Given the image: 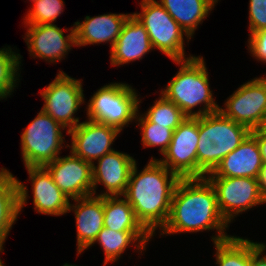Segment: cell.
<instances>
[{
    "label": "cell",
    "mask_w": 266,
    "mask_h": 266,
    "mask_svg": "<svg viewBox=\"0 0 266 266\" xmlns=\"http://www.w3.org/2000/svg\"><path fill=\"white\" fill-rule=\"evenodd\" d=\"M229 223L222 216L216 192L206 177L181 178L171 201L170 213L161 235L216 230L213 242L231 237L225 232Z\"/></svg>",
    "instance_id": "1"
},
{
    "label": "cell",
    "mask_w": 266,
    "mask_h": 266,
    "mask_svg": "<svg viewBox=\"0 0 266 266\" xmlns=\"http://www.w3.org/2000/svg\"><path fill=\"white\" fill-rule=\"evenodd\" d=\"M137 163L132 168L123 197L132 206L137 220L154 236L166 224L171 201L180 177L157 159L150 161L138 172Z\"/></svg>",
    "instance_id": "2"
},
{
    "label": "cell",
    "mask_w": 266,
    "mask_h": 266,
    "mask_svg": "<svg viewBox=\"0 0 266 266\" xmlns=\"http://www.w3.org/2000/svg\"><path fill=\"white\" fill-rule=\"evenodd\" d=\"M174 63L181 65L179 71L164 90L160 91V94L172 101L190 118L218 112L220 106L210 90L208 70L203 57L194 56L187 60L174 61ZM200 105L203 106L193 111Z\"/></svg>",
    "instance_id": "3"
},
{
    "label": "cell",
    "mask_w": 266,
    "mask_h": 266,
    "mask_svg": "<svg viewBox=\"0 0 266 266\" xmlns=\"http://www.w3.org/2000/svg\"><path fill=\"white\" fill-rule=\"evenodd\" d=\"M251 131L220 111L198 117L197 178L213 172Z\"/></svg>",
    "instance_id": "4"
},
{
    "label": "cell",
    "mask_w": 266,
    "mask_h": 266,
    "mask_svg": "<svg viewBox=\"0 0 266 266\" xmlns=\"http://www.w3.org/2000/svg\"><path fill=\"white\" fill-rule=\"evenodd\" d=\"M126 83H110L98 89L87 105V119L116 127L120 131L135 121L140 98Z\"/></svg>",
    "instance_id": "5"
},
{
    "label": "cell",
    "mask_w": 266,
    "mask_h": 266,
    "mask_svg": "<svg viewBox=\"0 0 266 266\" xmlns=\"http://www.w3.org/2000/svg\"><path fill=\"white\" fill-rule=\"evenodd\" d=\"M140 7L142 12L132 14L145 27L153 49L157 48L172 61L194 57H186L184 48V35L188 42L191 38L159 2L142 0Z\"/></svg>",
    "instance_id": "6"
},
{
    "label": "cell",
    "mask_w": 266,
    "mask_h": 266,
    "mask_svg": "<svg viewBox=\"0 0 266 266\" xmlns=\"http://www.w3.org/2000/svg\"><path fill=\"white\" fill-rule=\"evenodd\" d=\"M65 128L49 114L40 110L37 117L21 134V154L24 166H42L60 156Z\"/></svg>",
    "instance_id": "7"
},
{
    "label": "cell",
    "mask_w": 266,
    "mask_h": 266,
    "mask_svg": "<svg viewBox=\"0 0 266 266\" xmlns=\"http://www.w3.org/2000/svg\"><path fill=\"white\" fill-rule=\"evenodd\" d=\"M82 81L59 71L55 79L40 91L44 100L41 110L67 129L66 132L81 123L79 117L73 115L84 103Z\"/></svg>",
    "instance_id": "8"
},
{
    "label": "cell",
    "mask_w": 266,
    "mask_h": 266,
    "mask_svg": "<svg viewBox=\"0 0 266 266\" xmlns=\"http://www.w3.org/2000/svg\"><path fill=\"white\" fill-rule=\"evenodd\" d=\"M219 111L250 131L266 126V77L254 78L241 85Z\"/></svg>",
    "instance_id": "9"
},
{
    "label": "cell",
    "mask_w": 266,
    "mask_h": 266,
    "mask_svg": "<svg viewBox=\"0 0 266 266\" xmlns=\"http://www.w3.org/2000/svg\"><path fill=\"white\" fill-rule=\"evenodd\" d=\"M206 178L212 184L216 192L219 210L229 224L238 214L257 205L266 204V200L261 195V191L259 189L258 178Z\"/></svg>",
    "instance_id": "10"
},
{
    "label": "cell",
    "mask_w": 266,
    "mask_h": 266,
    "mask_svg": "<svg viewBox=\"0 0 266 266\" xmlns=\"http://www.w3.org/2000/svg\"><path fill=\"white\" fill-rule=\"evenodd\" d=\"M198 117H187L174 131L164 158L157 159L180 178H197Z\"/></svg>",
    "instance_id": "11"
},
{
    "label": "cell",
    "mask_w": 266,
    "mask_h": 266,
    "mask_svg": "<svg viewBox=\"0 0 266 266\" xmlns=\"http://www.w3.org/2000/svg\"><path fill=\"white\" fill-rule=\"evenodd\" d=\"M116 127L89 120L81 122L66 134L71 136V153L86 162L94 164L106 153L113 151L114 140L120 135Z\"/></svg>",
    "instance_id": "12"
},
{
    "label": "cell",
    "mask_w": 266,
    "mask_h": 266,
    "mask_svg": "<svg viewBox=\"0 0 266 266\" xmlns=\"http://www.w3.org/2000/svg\"><path fill=\"white\" fill-rule=\"evenodd\" d=\"M54 183L70 199L93 195L92 164L75 156H58L44 166Z\"/></svg>",
    "instance_id": "13"
},
{
    "label": "cell",
    "mask_w": 266,
    "mask_h": 266,
    "mask_svg": "<svg viewBox=\"0 0 266 266\" xmlns=\"http://www.w3.org/2000/svg\"><path fill=\"white\" fill-rule=\"evenodd\" d=\"M25 43L28 51L33 58L44 59L48 63L61 61L62 58L76 46L75 31L69 29L70 34L64 36V31L55 24H33L26 25Z\"/></svg>",
    "instance_id": "14"
},
{
    "label": "cell",
    "mask_w": 266,
    "mask_h": 266,
    "mask_svg": "<svg viewBox=\"0 0 266 266\" xmlns=\"http://www.w3.org/2000/svg\"><path fill=\"white\" fill-rule=\"evenodd\" d=\"M135 163L136 160L129 154L115 150L98 159L97 166L92 164L93 195L123 196ZM100 183L106 191L97 195L96 188Z\"/></svg>",
    "instance_id": "15"
},
{
    "label": "cell",
    "mask_w": 266,
    "mask_h": 266,
    "mask_svg": "<svg viewBox=\"0 0 266 266\" xmlns=\"http://www.w3.org/2000/svg\"><path fill=\"white\" fill-rule=\"evenodd\" d=\"M263 164L257 140L250 132L241 144L205 177L258 178Z\"/></svg>",
    "instance_id": "16"
},
{
    "label": "cell",
    "mask_w": 266,
    "mask_h": 266,
    "mask_svg": "<svg viewBox=\"0 0 266 266\" xmlns=\"http://www.w3.org/2000/svg\"><path fill=\"white\" fill-rule=\"evenodd\" d=\"M32 185L34 210L39 214H67L70 198L54 183L49 171L42 166H27Z\"/></svg>",
    "instance_id": "17"
},
{
    "label": "cell",
    "mask_w": 266,
    "mask_h": 266,
    "mask_svg": "<svg viewBox=\"0 0 266 266\" xmlns=\"http://www.w3.org/2000/svg\"><path fill=\"white\" fill-rule=\"evenodd\" d=\"M67 213L73 211L77 229V254L91 247L104 227L103 196L90 195L72 199Z\"/></svg>",
    "instance_id": "18"
},
{
    "label": "cell",
    "mask_w": 266,
    "mask_h": 266,
    "mask_svg": "<svg viewBox=\"0 0 266 266\" xmlns=\"http://www.w3.org/2000/svg\"><path fill=\"white\" fill-rule=\"evenodd\" d=\"M28 188L5 168L0 170V250L27 203Z\"/></svg>",
    "instance_id": "19"
},
{
    "label": "cell",
    "mask_w": 266,
    "mask_h": 266,
    "mask_svg": "<svg viewBox=\"0 0 266 266\" xmlns=\"http://www.w3.org/2000/svg\"><path fill=\"white\" fill-rule=\"evenodd\" d=\"M130 14H103L94 17L86 16L84 21L75 22V42L77 47L88 44H100L110 42V47L114 46L121 33L124 23Z\"/></svg>",
    "instance_id": "20"
},
{
    "label": "cell",
    "mask_w": 266,
    "mask_h": 266,
    "mask_svg": "<svg viewBox=\"0 0 266 266\" xmlns=\"http://www.w3.org/2000/svg\"><path fill=\"white\" fill-rule=\"evenodd\" d=\"M110 50L111 65L120 66L142 59L153 48L145 27L131 14Z\"/></svg>",
    "instance_id": "21"
},
{
    "label": "cell",
    "mask_w": 266,
    "mask_h": 266,
    "mask_svg": "<svg viewBox=\"0 0 266 266\" xmlns=\"http://www.w3.org/2000/svg\"><path fill=\"white\" fill-rule=\"evenodd\" d=\"M158 2L190 38L217 3L214 0H160Z\"/></svg>",
    "instance_id": "22"
},
{
    "label": "cell",
    "mask_w": 266,
    "mask_h": 266,
    "mask_svg": "<svg viewBox=\"0 0 266 266\" xmlns=\"http://www.w3.org/2000/svg\"><path fill=\"white\" fill-rule=\"evenodd\" d=\"M153 236L148 231H113L103 227L98 233L94 243H99L105 254L104 265L109 262H116L120 259L121 254L130 245L134 244L136 250L142 253L149 239Z\"/></svg>",
    "instance_id": "23"
},
{
    "label": "cell",
    "mask_w": 266,
    "mask_h": 266,
    "mask_svg": "<svg viewBox=\"0 0 266 266\" xmlns=\"http://www.w3.org/2000/svg\"><path fill=\"white\" fill-rule=\"evenodd\" d=\"M122 196H103L104 227L113 231H147Z\"/></svg>",
    "instance_id": "24"
},
{
    "label": "cell",
    "mask_w": 266,
    "mask_h": 266,
    "mask_svg": "<svg viewBox=\"0 0 266 266\" xmlns=\"http://www.w3.org/2000/svg\"><path fill=\"white\" fill-rule=\"evenodd\" d=\"M261 244L237 236L214 242L216 264L218 266H251V254Z\"/></svg>",
    "instance_id": "25"
},
{
    "label": "cell",
    "mask_w": 266,
    "mask_h": 266,
    "mask_svg": "<svg viewBox=\"0 0 266 266\" xmlns=\"http://www.w3.org/2000/svg\"><path fill=\"white\" fill-rule=\"evenodd\" d=\"M0 49V99L11 95L17 86L21 69V55L12 51L10 46ZM18 76V77H17Z\"/></svg>",
    "instance_id": "26"
},
{
    "label": "cell",
    "mask_w": 266,
    "mask_h": 266,
    "mask_svg": "<svg viewBox=\"0 0 266 266\" xmlns=\"http://www.w3.org/2000/svg\"><path fill=\"white\" fill-rule=\"evenodd\" d=\"M160 96L143 115L150 122L169 127L174 131L187 116L172 101L167 100L162 94Z\"/></svg>",
    "instance_id": "27"
},
{
    "label": "cell",
    "mask_w": 266,
    "mask_h": 266,
    "mask_svg": "<svg viewBox=\"0 0 266 266\" xmlns=\"http://www.w3.org/2000/svg\"><path fill=\"white\" fill-rule=\"evenodd\" d=\"M136 119L135 121L139 122L137 125L142 132V145L146 148L160 146L159 151L163 155L171 142L173 130L169 127L150 122L144 115L140 114L139 116V110Z\"/></svg>",
    "instance_id": "28"
},
{
    "label": "cell",
    "mask_w": 266,
    "mask_h": 266,
    "mask_svg": "<svg viewBox=\"0 0 266 266\" xmlns=\"http://www.w3.org/2000/svg\"><path fill=\"white\" fill-rule=\"evenodd\" d=\"M24 18L25 25L54 24L57 17L63 12V0H34Z\"/></svg>",
    "instance_id": "29"
},
{
    "label": "cell",
    "mask_w": 266,
    "mask_h": 266,
    "mask_svg": "<svg viewBox=\"0 0 266 266\" xmlns=\"http://www.w3.org/2000/svg\"><path fill=\"white\" fill-rule=\"evenodd\" d=\"M263 29H266V0H249V36Z\"/></svg>",
    "instance_id": "30"
},
{
    "label": "cell",
    "mask_w": 266,
    "mask_h": 266,
    "mask_svg": "<svg viewBox=\"0 0 266 266\" xmlns=\"http://www.w3.org/2000/svg\"><path fill=\"white\" fill-rule=\"evenodd\" d=\"M248 48L255 59L266 63V29L253 33L249 37Z\"/></svg>",
    "instance_id": "31"
},
{
    "label": "cell",
    "mask_w": 266,
    "mask_h": 266,
    "mask_svg": "<svg viewBox=\"0 0 266 266\" xmlns=\"http://www.w3.org/2000/svg\"><path fill=\"white\" fill-rule=\"evenodd\" d=\"M251 133L257 140L263 163L266 164V126L252 130Z\"/></svg>",
    "instance_id": "32"
},
{
    "label": "cell",
    "mask_w": 266,
    "mask_h": 266,
    "mask_svg": "<svg viewBox=\"0 0 266 266\" xmlns=\"http://www.w3.org/2000/svg\"><path fill=\"white\" fill-rule=\"evenodd\" d=\"M265 250H266V244L265 243H262L251 254V266H266V254L264 252Z\"/></svg>",
    "instance_id": "33"
},
{
    "label": "cell",
    "mask_w": 266,
    "mask_h": 266,
    "mask_svg": "<svg viewBox=\"0 0 266 266\" xmlns=\"http://www.w3.org/2000/svg\"><path fill=\"white\" fill-rule=\"evenodd\" d=\"M258 183H259V189L261 191V195L266 200V164H263L259 176H258Z\"/></svg>",
    "instance_id": "34"
},
{
    "label": "cell",
    "mask_w": 266,
    "mask_h": 266,
    "mask_svg": "<svg viewBox=\"0 0 266 266\" xmlns=\"http://www.w3.org/2000/svg\"><path fill=\"white\" fill-rule=\"evenodd\" d=\"M3 252V250H0V253H2ZM0 266H5L4 264H3V262L1 261V258H0Z\"/></svg>",
    "instance_id": "35"
},
{
    "label": "cell",
    "mask_w": 266,
    "mask_h": 266,
    "mask_svg": "<svg viewBox=\"0 0 266 266\" xmlns=\"http://www.w3.org/2000/svg\"><path fill=\"white\" fill-rule=\"evenodd\" d=\"M63 266H77V265H72V264H68V263H66V264H64Z\"/></svg>",
    "instance_id": "36"
}]
</instances>
